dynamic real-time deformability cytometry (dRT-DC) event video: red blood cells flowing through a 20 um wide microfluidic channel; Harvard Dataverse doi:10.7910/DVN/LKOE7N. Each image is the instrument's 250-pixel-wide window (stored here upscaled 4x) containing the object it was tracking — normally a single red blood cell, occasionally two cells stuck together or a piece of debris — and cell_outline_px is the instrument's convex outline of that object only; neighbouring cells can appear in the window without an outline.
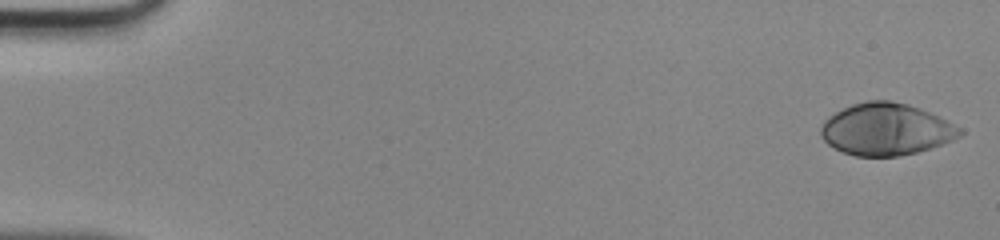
{"species": "human", "species_latin": "Homo sapiens", "temperature_condition": "room temperature", "stored_images_in_passage": 47, "camera_frame_rate_fps": 3000, "um_per_image_px": 0.085, "donor": {"sex": "male"}, "frame": {"image": 1, "passage_image": 1, "time_ms": 0.0, "image_size_px": [1000, 240], "cell_outline_px": [[964, 132], [960, 136], [952, 140], [916, 152], [896, 156], [856, 156], [844, 152], [828, 144], [820, 136], [820, 128], [824, 120], [828, 116], [852, 104], [868, 100], [892, 100], [908, 104], [920, 108], [960, 128]], "centroid_in_image_um": [75.27, 10.98], "position_along_channel_um": 9.7, "area_um2": 41.67}}
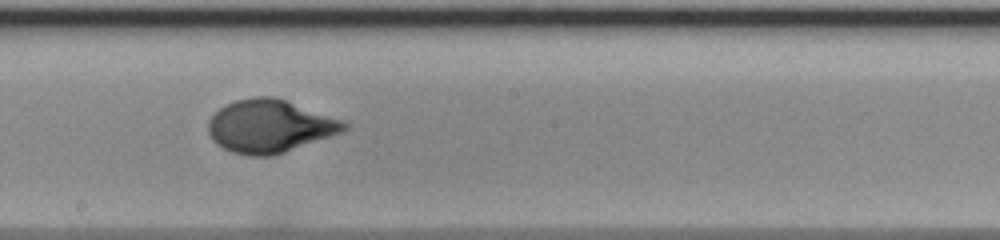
{"frame": {"image": 2, "passage_image": 27, "time_ms": 8.667, "image_size_px": [1000, 240], "cell_outline_px": [[348, 128], [344, 132], [272, 156], [248, 156], [232, 152], [216, 144], [212, 140], [208, 132], [208, 120], [220, 108], [236, 100], [252, 96], [276, 96], [340, 120], [348, 124]], "centroid_in_image_um": [22.91, 10.73], "position_along_channel_um": 225.3, "area_um2": 41.79}}
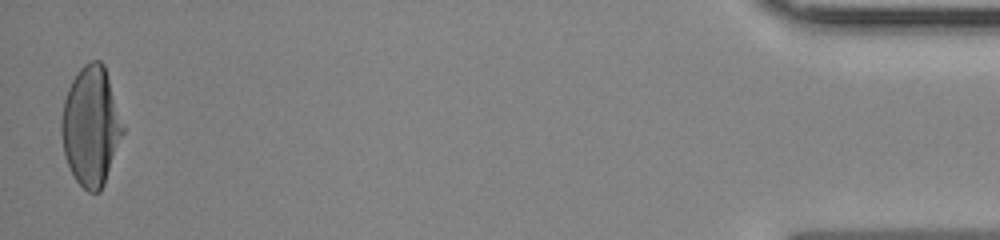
{"frame": {"image": 3, "passage_image": 47, "time_ms": 15.333, "image_size_px": [1000, 240], "cell_outline_px": [[124, 132], [104, 184], [100, 192], [88, 192], [76, 180], [64, 156], [60, 132], [60, 120], [64, 100], [68, 88], [72, 80], [80, 68], [84, 64], [92, 60], [100, 60], [104, 64], [124, 128]], "centroid_in_image_um": [7.71, 10.72], "position_along_channel_um": 427.5, "area_um2": 42.54}}